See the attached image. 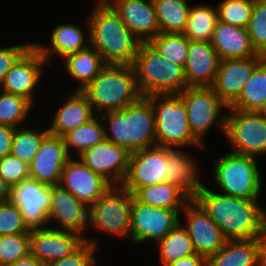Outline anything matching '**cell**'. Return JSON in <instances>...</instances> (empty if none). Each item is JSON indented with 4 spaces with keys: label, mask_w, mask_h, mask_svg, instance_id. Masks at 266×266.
Returning a JSON list of instances; mask_svg holds the SVG:
<instances>
[{
    "label": "cell",
    "mask_w": 266,
    "mask_h": 266,
    "mask_svg": "<svg viewBox=\"0 0 266 266\" xmlns=\"http://www.w3.org/2000/svg\"><path fill=\"white\" fill-rule=\"evenodd\" d=\"M195 200L227 239L258 238L266 231V207L260 206V199L227 196L204 184Z\"/></svg>",
    "instance_id": "cell-1"
},
{
    "label": "cell",
    "mask_w": 266,
    "mask_h": 266,
    "mask_svg": "<svg viewBox=\"0 0 266 266\" xmlns=\"http://www.w3.org/2000/svg\"><path fill=\"white\" fill-rule=\"evenodd\" d=\"M87 20L90 45L101 54L106 64L133 65L141 41L110 4L93 6Z\"/></svg>",
    "instance_id": "cell-2"
},
{
    "label": "cell",
    "mask_w": 266,
    "mask_h": 266,
    "mask_svg": "<svg viewBox=\"0 0 266 266\" xmlns=\"http://www.w3.org/2000/svg\"><path fill=\"white\" fill-rule=\"evenodd\" d=\"M100 116L108 124L104 125L105 138L130 153L157 146L154 111L147 97L142 96L122 110L103 112Z\"/></svg>",
    "instance_id": "cell-3"
},
{
    "label": "cell",
    "mask_w": 266,
    "mask_h": 266,
    "mask_svg": "<svg viewBox=\"0 0 266 266\" xmlns=\"http://www.w3.org/2000/svg\"><path fill=\"white\" fill-rule=\"evenodd\" d=\"M95 114L122 110L141 97L133 65L106 64L100 73L81 90Z\"/></svg>",
    "instance_id": "cell-4"
},
{
    "label": "cell",
    "mask_w": 266,
    "mask_h": 266,
    "mask_svg": "<svg viewBox=\"0 0 266 266\" xmlns=\"http://www.w3.org/2000/svg\"><path fill=\"white\" fill-rule=\"evenodd\" d=\"M133 67L143 97L179 94L188 86L184 68L162 57L149 42H141Z\"/></svg>",
    "instance_id": "cell-5"
},
{
    "label": "cell",
    "mask_w": 266,
    "mask_h": 266,
    "mask_svg": "<svg viewBox=\"0 0 266 266\" xmlns=\"http://www.w3.org/2000/svg\"><path fill=\"white\" fill-rule=\"evenodd\" d=\"M154 111L157 146L205 149L192 135L187 108L179 94L147 96Z\"/></svg>",
    "instance_id": "cell-6"
},
{
    "label": "cell",
    "mask_w": 266,
    "mask_h": 266,
    "mask_svg": "<svg viewBox=\"0 0 266 266\" xmlns=\"http://www.w3.org/2000/svg\"><path fill=\"white\" fill-rule=\"evenodd\" d=\"M214 160L212 177L219 193L245 198L260 199L263 178L257 158L236 154L231 151Z\"/></svg>",
    "instance_id": "cell-7"
},
{
    "label": "cell",
    "mask_w": 266,
    "mask_h": 266,
    "mask_svg": "<svg viewBox=\"0 0 266 266\" xmlns=\"http://www.w3.org/2000/svg\"><path fill=\"white\" fill-rule=\"evenodd\" d=\"M186 105L189 127L193 137L204 145L205 136L212 126H217L225 134L226 114L222 109L228 106L215 93L212 86H187L181 93Z\"/></svg>",
    "instance_id": "cell-8"
},
{
    "label": "cell",
    "mask_w": 266,
    "mask_h": 266,
    "mask_svg": "<svg viewBox=\"0 0 266 266\" xmlns=\"http://www.w3.org/2000/svg\"><path fill=\"white\" fill-rule=\"evenodd\" d=\"M133 194L121 186H111L89 207V228L99 233L130 238Z\"/></svg>",
    "instance_id": "cell-9"
},
{
    "label": "cell",
    "mask_w": 266,
    "mask_h": 266,
    "mask_svg": "<svg viewBox=\"0 0 266 266\" xmlns=\"http://www.w3.org/2000/svg\"><path fill=\"white\" fill-rule=\"evenodd\" d=\"M225 139L231 152L258 158L266 156V112H247L228 107Z\"/></svg>",
    "instance_id": "cell-10"
},
{
    "label": "cell",
    "mask_w": 266,
    "mask_h": 266,
    "mask_svg": "<svg viewBox=\"0 0 266 266\" xmlns=\"http://www.w3.org/2000/svg\"><path fill=\"white\" fill-rule=\"evenodd\" d=\"M177 210L154 207L132 200L130 217V241L140 244L147 240L156 244L180 222Z\"/></svg>",
    "instance_id": "cell-11"
},
{
    "label": "cell",
    "mask_w": 266,
    "mask_h": 266,
    "mask_svg": "<svg viewBox=\"0 0 266 266\" xmlns=\"http://www.w3.org/2000/svg\"><path fill=\"white\" fill-rule=\"evenodd\" d=\"M20 210L29 229L48 227L51 186L27 178L11 187V199Z\"/></svg>",
    "instance_id": "cell-12"
},
{
    "label": "cell",
    "mask_w": 266,
    "mask_h": 266,
    "mask_svg": "<svg viewBox=\"0 0 266 266\" xmlns=\"http://www.w3.org/2000/svg\"><path fill=\"white\" fill-rule=\"evenodd\" d=\"M131 153L106 138L84 151L79 159L112 186H121L126 178Z\"/></svg>",
    "instance_id": "cell-13"
},
{
    "label": "cell",
    "mask_w": 266,
    "mask_h": 266,
    "mask_svg": "<svg viewBox=\"0 0 266 266\" xmlns=\"http://www.w3.org/2000/svg\"><path fill=\"white\" fill-rule=\"evenodd\" d=\"M166 147L154 146L132 152L122 186L130 193L141 187L166 182Z\"/></svg>",
    "instance_id": "cell-14"
},
{
    "label": "cell",
    "mask_w": 266,
    "mask_h": 266,
    "mask_svg": "<svg viewBox=\"0 0 266 266\" xmlns=\"http://www.w3.org/2000/svg\"><path fill=\"white\" fill-rule=\"evenodd\" d=\"M46 64L41 52L33 45L7 72L0 89L22 96L34 105L35 90L44 77L43 70Z\"/></svg>",
    "instance_id": "cell-15"
},
{
    "label": "cell",
    "mask_w": 266,
    "mask_h": 266,
    "mask_svg": "<svg viewBox=\"0 0 266 266\" xmlns=\"http://www.w3.org/2000/svg\"><path fill=\"white\" fill-rule=\"evenodd\" d=\"M182 212L186 224L181 223L187 229L197 254L208 258L225 245L227 238L195 199H191Z\"/></svg>",
    "instance_id": "cell-16"
},
{
    "label": "cell",
    "mask_w": 266,
    "mask_h": 266,
    "mask_svg": "<svg viewBox=\"0 0 266 266\" xmlns=\"http://www.w3.org/2000/svg\"><path fill=\"white\" fill-rule=\"evenodd\" d=\"M85 242L79 233L46 228L31 229L30 251L44 266L70 256Z\"/></svg>",
    "instance_id": "cell-17"
},
{
    "label": "cell",
    "mask_w": 266,
    "mask_h": 266,
    "mask_svg": "<svg viewBox=\"0 0 266 266\" xmlns=\"http://www.w3.org/2000/svg\"><path fill=\"white\" fill-rule=\"evenodd\" d=\"M49 225L50 228L74 231L85 237L84 232L88 231L86 229L89 225V207L59 184L53 185L48 212Z\"/></svg>",
    "instance_id": "cell-18"
},
{
    "label": "cell",
    "mask_w": 266,
    "mask_h": 266,
    "mask_svg": "<svg viewBox=\"0 0 266 266\" xmlns=\"http://www.w3.org/2000/svg\"><path fill=\"white\" fill-rule=\"evenodd\" d=\"M77 158L68 159L63 167L59 185L90 207L112 185Z\"/></svg>",
    "instance_id": "cell-19"
},
{
    "label": "cell",
    "mask_w": 266,
    "mask_h": 266,
    "mask_svg": "<svg viewBox=\"0 0 266 266\" xmlns=\"http://www.w3.org/2000/svg\"><path fill=\"white\" fill-rule=\"evenodd\" d=\"M265 58V56L258 54L255 57L244 59L221 60L212 87L228 107L238 99L255 68Z\"/></svg>",
    "instance_id": "cell-20"
},
{
    "label": "cell",
    "mask_w": 266,
    "mask_h": 266,
    "mask_svg": "<svg viewBox=\"0 0 266 266\" xmlns=\"http://www.w3.org/2000/svg\"><path fill=\"white\" fill-rule=\"evenodd\" d=\"M69 158L63 137L48 133L29 164L30 178L47 186L58 185Z\"/></svg>",
    "instance_id": "cell-21"
},
{
    "label": "cell",
    "mask_w": 266,
    "mask_h": 266,
    "mask_svg": "<svg viewBox=\"0 0 266 266\" xmlns=\"http://www.w3.org/2000/svg\"><path fill=\"white\" fill-rule=\"evenodd\" d=\"M132 34L141 42H149L160 33L153 0H110Z\"/></svg>",
    "instance_id": "cell-22"
},
{
    "label": "cell",
    "mask_w": 266,
    "mask_h": 266,
    "mask_svg": "<svg viewBox=\"0 0 266 266\" xmlns=\"http://www.w3.org/2000/svg\"><path fill=\"white\" fill-rule=\"evenodd\" d=\"M221 59L211 42L190 41L189 54L184 66L188 86H212Z\"/></svg>",
    "instance_id": "cell-23"
},
{
    "label": "cell",
    "mask_w": 266,
    "mask_h": 266,
    "mask_svg": "<svg viewBox=\"0 0 266 266\" xmlns=\"http://www.w3.org/2000/svg\"><path fill=\"white\" fill-rule=\"evenodd\" d=\"M182 150L166 147V179L167 182L181 189L190 199H195L204 185L199 179L202 170L199 169L200 166L195 157L185 152V149Z\"/></svg>",
    "instance_id": "cell-24"
},
{
    "label": "cell",
    "mask_w": 266,
    "mask_h": 266,
    "mask_svg": "<svg viewBox=\"0 0 266 266\" xmlns=\"http://www.w3.org/2000/svg\"><path fill=\"white\" fill-rule=\"evenodd\" d=\"M87 28L85 32L82 28L70 24H57L50 34V45H42L34 42L35 47L41 52L42 57L50 63L54 56L64 59L68 54L84 50L90 45L89 23L85 20Z\"/></svg>",
    "instance_id": "cell-25"
},
{
    "label": "cell",
    "mask_w": 266,
    "mask_h": 266,
    "mask_svg": "<svg viewBox=\"0 0 266 266\" xmlns=\"http://www.w3.org/2000/svg\"><path fill=\"white\" fill-rule=\"evenodd\" d=\"M95 115L87 96L80 90H74L66 96L64 102L62 101L51 119L49 134L63 137L69 131L87 123Z\"/></svg>",
    "instance_id": "cell-26"
},
{
    "label": "cell",
    "mask_w": 266,
    "mask_h": 266,
    "mask_svg": "<svg viewBox=\"0 0 266 266\" xmlns=\"http://www.w3.org/2000/svg\"><path fill=\"white\" fill-rule=\"evenodd\" d=\"M211 44L221 60L244 59L258 54L253 49L247 28L217 21Z\"/></svg>",
    "instance_id": "cell-27"
},
{
    "label": "cell",
    "mask_w": 266,
    "mask_h": 266,
    "mask_svg": "<svg viewBox=\"0 0 266 266\" xmlns=\"http://www.w3.org/2000/svg\"><path fill=\"white\" fill-rule=\"evenodd\" d=\"M68 76L77 81L75 90L85 88L103 69L106 63L101 54L91 45L86 49L68 54L64 59Z\"/></svg>",
    "instance_id": "cell-28"
},
{
    "label": "cell",
    "mask_w": 266,
    "mask_h": 266,
    "mask_svg": "<svg viewBox=\"0 0 266 266\" xmlns=\"http://www.w3.org/2000/svg\"><path fill=\"white\" fill-rule=\"evenodd\" d=\"M207 266H257V238L227 239L207 258Z\"/></svg>",
    "instance_id": "cell-29"
},
{
    "label": "cell",
    "mask_w": 266,
    "mask_h": 266,
    "mask_svg": "<svg viewBox=\"0 0 266 266\" xmlns=\"http://www.w3.org/2000/svg\"><path fill=\"white\" fill-rule=\"evenodd\" d=\"M133 196L142 204L173 209L179 213L183 211L185 205L191 200L181 189L167 181L141 187L133 193Z\"/></svg>",
    "instance_id": "cell-30"
},
{
    "label": "cell",
    "mask_w": 266,
    "mask_h": 266,
    "mask_svg": "<svg viewBox=\"0 0 266 266\" xmlns=\"http://www.w3.org/2000/svg\"><path fill=\"white\" fill-rule=\"evenodd\" d=\"M230 108L247 112H266V58L255 68L240 96Z\"/></svg>",
    "instance_id": "cell-31"
},
{
    "label": "cell",
    "mask_w": 266,
    "mask_h": 266,
    "mask_svg": "<svg viewBox=\"0 0 266 266\" xmlns=\"http://www.w3.org/2000/svg\"><path fill=\"white\" fill-rule=\"evenodd\" d=\"M103 122L101 116L96 114L87 123L69 131L63 136L66 150L70 157L76 156L77 158L84 151L105 139V123Z\"/></svg>",
    "instance_id": "cell-32"
},
{
    "label": "cell",
    "mask_w": 266,
    "mask_h": 266,
    "mask_svg": "<svg viewBox=\"0 0 266 266\" xmlns=\"http://www.w3.org/2000/svg\"><path fill=\"white\" fill-rule=\"evenodd\" d=\"M160 33H183L191 4L187 0H153Z\"/></svg>",
    "instance_id": "cell-33"
},
{
    "label": "cell",
    "mask_w": 266,
    "mask_h": 266,
    "mask_svg": "<svg viewBox=\"0 0 266 266\" xmlns=\"http://www.w3.org/2000/svg\"><path fill=\"white\" fill-rule=\"evenodd\" d=\"M218 21L217 8L206 4L191 5L183 34L190 41L211 42Z\"/></svg>",
    "instance_id": "cell-34"
},
{
    "label": "cell",
    "mask_w": 266,
    "mask_h": 266,
    "mask_svg": "<svg viewBox=\"0 0 266 266\" xmlns=\"http://www.w3.org/2000/svg\"><path fill=\"white\" fill-rule=\"evenodd\" d=\"M161 266H166L183 257L196 254L193 242L181 221L157 244Z\"/></svg>",
    "instance_id": "cell-35"
},
{
    "label": "cell",
    "mask_w": 266,
    "mask_h": 266,
    "mask_svg": "<svg viewBox=\"0 0 266 266\" xmlns=\"http://www.w3.org/2000/svg\"><path fill=\"white\" fill-rule=\"evenodd\" d=\"M22 126L15 130L11 154L29 165L38 152L41 141L49 131L48 128L39 129L38 127L35 129L29 125L27 127Z\"/></svg>",
    "instance_id": "cell-36"
},
{
    "label": "cell",
    "mask_w": 266,
    "mask_h": 266,
    "mask_svg": "<svg viewBox=\"0 0 266 266\" xmlns=\"http://www.w3.org/2000/svg\"><path fill=\"white\" fill-rule=\"evenodd\" d=\"M190 40L183 33H159L149 43L167 60L184 68Z\"/></svg>",
    "instance_id": "cell-37"
},
{
    "label": "cell",
    "mask_w": 266,
    "mask_h": 266,
    "mask_svg": "<svg viewBox=\"0 0 266 266\" xmlns=\"http://www.w3.org/2000/svg\"><path fill=\"white\" fill-rule=\"evenodd\" d=\"M34 106L28 99L0 89V124L22 127Z\"/></svg>",
    "instance_id": "cell-38"
},
{
    "label": "cell",
    "mask_w": 266,
    "mask_h": 266,
    "mask_svg": "<svg viewBox=\"0 0 266 266\" xmlns=\"http://www.w3.org/2000/svg\"><path fill=\"white\" fill-rule=\"evenodd\" d=\"M254 0H221L217 3L218 21L247 28Z\"/></svg>",
    "instance_id": "cell-39"
},
{
    "label": "cell",
    "mask_w": 266,
    "mask_h": 266,
    "mask_svg": "<svg viewBox=\"0 0 266 266\" xmlns=\"http://www.w3.org/2000/svg\"><path fill=\"white\" fill-rule=\"evenodd\" d=\"M30 254V232L0 236V266L12 264Z\"/></svg>",
    "instance_id": "cell-40"
},
{
    "label": "cell",
    "mask_w": 266,
    "mask_h": 266,
    "mask_svg": "<svg viewBox=\"0 0 266 266\" xmlns=\"http://www.w3.org/2000/svg\"><path fill=\"white\" fill-rule=\"evenodd\" d=\"M247 32L256 53L266 57V0H254Z\"/></svg>",
    "instance_id": "cell-41"
},
{
    "label": "cell",
    "mask_w": 266,
    "mask_h": 266,
    "mask_svg": "<svg viewBox=\"0 0 266 266\" xmlns=\"http://www.w3.org/2000/svg\"><path fill=\"white\" fill-rule=\"evenodd\" d=\"M31 232L19 208L10 200L0 203V236Z\"/></svg>",
    "instance_id": "cell-42"
},
{
    "label": "cell",
    "mask_w": 266,
    "mask_h": 266,
    "mask_svg": "<svg viewBox=\"0 0 266 266\" xmlns=\"http://www.w3.org/2000/svg\"><path fill=\"white\" fill-rule=\"evenodd\" d=\"M85 242L70 256L48 263L46 266H95L99 262L95 258L97 239L84 237Z\"/></svg>",
    "instance_id": "cell-43"
},
{
    "label": "cell",
    "mask_w": 266,
    "mask_h": 266,
    "mask_svg": "<svg viewBox=\"0 0 266 266\" xmlns=\"http://www.w3.org/2000/svg\"><path fill=\"white\" fill-rule=\"evenodd\" d=\"M0 177L12 187L30 177L29 165L9 154L0 159Z\"/></svg>",
    "instance_id": "cell-44"
},
{
    "label": "cell",
    "mask_w": 266,
    "mask_h": 266,
    "mask_svg": "<svg viewBox=\"0 0 266 266\" xmlns=\"http://www.w3.org/2000/svg\"><path fill=\"white\" fill-rule=\"evenodd\" d=\"M34 45V42L0 47V86L7 72Z\"/></svg>",
    "instance_id": "cell-45"
},
{
    "label": "cell",
    "mask_w": 266,
    "mask_h": 266,
    "mask_svg": "<svg viewBox=\"0 0 266 266\" xmlns=\"http://www.w3.org/2000/svg\"><path fill=\"white\" fill-rule=\"evenodd\" d=\"M16 128L0 124V159L11 154L12 140Z\"/></svg>",
    "instance_id": "cell-46"
},
{
    "label": "cell",
    "mask_w": 266,
    "mask_h": 266,
    "mask_svg": "<svg viewBox=\"0 0 266 266\" xmlns=\"http://www.w3.org/2000/svg\"><path fill=\"white\" fill-rule=\"evenodd\" d=\"M166 266H207V258L196 253L187 257H183Z\"/></svg>",
    "instance_id": "cell-47"
},
{
    "label": "cell",
    "mask_w": 266,
    "mask_h": 266,
    "mask_svg": "<svg viewBox=\"0 0 266 266\" xmlns=\"http://www.w3.org/2000/svg\"><path fill=\"white\" fill-rule=\"evenodd\" d=\"M257 266H266V231L257 238Z\"/></svg>",
    "instance_id": "cell-48"
},
{
    "label": "cell",
    "mask_w": 266,
    "mask_h": 266,
    "mask_svg": "<svg viewBox=\"0 0 266 266\" xmlns=\"http://www.w3.org/2000/svg\"><path fill=\"white\" fill-rule=\"evenodd\" d=\"M4 266H44L37 258L32 256L31 254L23 259H19L18 261L4 265Z\"/></svg>",
    "instance_id": "cell-49"
},
{
    "label": "cell",
    "mask_w": 266,
    "mask_h": 266,
    "mask_svg": "<svg viewBox=\"0 0 266 266\" xmlns=\"http://www.w3.org/2000/svg\"><path fill=\"white\" fill-rule=\"evenodd\" d=\"M11 186L0 177V203L10 201Z\"/></svg>",
    "instance_id": "cell-50"
},
{
    "label": "cell",
    "mask_w": 266,
    "mask_h": 266,
    "mask_svg": "<svg viewBox=\"0 0 266 266\" xmlns=\"http://www.w3.org/2000/svg\"><path fill=\"white\" fill-rule=\"evenodd\" d=\"M109 4H110V0H98L94 4V6H105V5H109Z\"/></svg>",
    "instance_id": "cell-51"
}]
</instances>
